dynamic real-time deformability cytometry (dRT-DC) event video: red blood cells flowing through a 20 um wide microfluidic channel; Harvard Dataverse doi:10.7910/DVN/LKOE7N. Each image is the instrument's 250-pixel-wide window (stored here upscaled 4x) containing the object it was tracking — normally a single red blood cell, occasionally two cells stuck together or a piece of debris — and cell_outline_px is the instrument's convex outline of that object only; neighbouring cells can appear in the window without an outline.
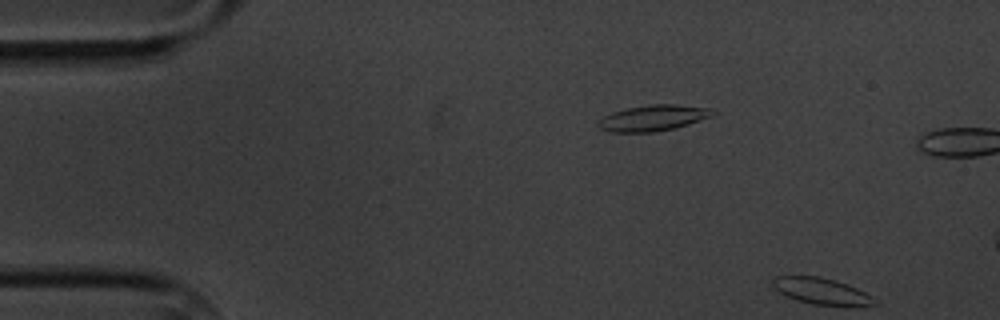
{"species": "common noctule bat (a hibernating species)", "species_latin": "Nyctalus noctula", "temperature_condition": "cold", "stored_images_in_passage": 4, "camera_frame_rate_fps": 3000, "um_per_image_px": 0.085, "animal": {"sex": "male", "body_mass_g": 20.1, "forearm_length_mm": 53.5}, "frame": {"image": 1, "passage_image": 3, "time_ms": 3.0, "image_size_px": [1000, 320], "cell_outline_px": [[716, 112], [712, 116], [688, 124], [672, 128], [652, 132], [612, 132], [600, 128], [596, 124], [596, 120], [612, 112], [628, 108], [652, 104], [676, 104], [708, 108]], "centroid_in_image_um": [55.47, 10.02], "position_along_channel_um": 29.5, "area_um2": 17.11}}